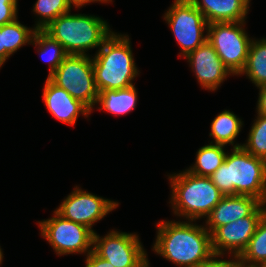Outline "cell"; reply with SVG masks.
Masks as SVG:
<instances>
[{
	"label": "cell",
	"mask_w": 266,
	"mask_h": 267,
	"mask_svg": "<svg viewBox=\"0 0 266 267\" xmlns=\"http://www.w3.org/2000/svg\"><path fill=\"white\" fill-rule=\"evenodd\" d=\"M209 177L224 195H247L266 204V161L243 147L232 148Z\"/></svg>",
	"instance_id": "obj_2"
},
{
	"label": "cell",
	"mask_w": 266,
	"mask_h": 267,
	"mask_svg": "<svg viewBox=\"0 0 266 267\" xmlns=\"http://www.w3.org/2000/svg\"><path fill=\"white\" fill-rule=\"evenodd\" d=\"M242 74L257 88L266 85V38L252 40L246 65L239 75Z\"/></svg>",
	"instance_id": "obj_19"
},
{
	"label": "cell",
	"mask_w": 266,
	"mask_h": 267,
	"mask_svg": "<svg viewBox=\"0 0 266 267\" xmlns=\"http://www.w3.org/2000/svg\"><path fill=\"white\" fill-rule=\"evenodd\" d=\"M128 35L113 32L92 56L98 91L119 90L133 86L139 75Z\"/></svg>",
	"instance_id": "obj_3"
},
{
	"label": "cell",
	"mask_w": 266,
	"mask_h": 267,
	"mask_svg": "<svg viewBox=\"0 0 266 267\" xmlns=\"http://www.w3.org/2000/svg\"><path fill=\"white\" fill-rule=\"evenodd\" d=\"M209 24L215 22H245L250 0H189Z\"/></svg>",
	"instance_id": "obj_16"
},
{
	"label": "cell",
	"mask_w": 266,
	"mask_h": 267,
	"mask_svg": "<svg viewBox=\"0 0 266 267\" xmlns=\"http://www.w3.org/2000/svg\"><path fill=\"white\" fill-rule=\"evenodd\" d=\"M43 31L58 41L67 54L87 55V51L102 46L113 33L100 17L71 14L70 11L51 21Z\"/></svg>",
	"instance_id": "obj_4"
},
{
	"label": "cell",
	"mask_w": 266,
	"mask_h": 267,
	"mask_svg": "<svg viewBox=\"0 0 266 267\" xmlns=\"http://www.w3.org/2000/svg\"><path fill=\"white\" fill-rule=\"evenodd\" d=\"M37 29L28 28L18 21V18L4 25V63L18 49L26 44H31Z\"/></svg>",
	"instance_id": "obj_22"
},
{
	"label": "cell",
	"mask_w": 266,
	"mask_h": 267,
	"mask_svg": "<svg viewBox=\"0 0 266 267\" xmlns=\"http://www.w3.org/2000/svg\"><path fill=\"white\" fill-rule=\"evenodd\" d=\"M193 221H160L153 251L179 267H199L214 253L211 234Z\"/></svg>",
	"instance_id": "obj_1"
},
{
	"label": "cell",
	"mask_w": 266,
	"mask_h": 267,
	"mask_svg": "<svg viewBox=\"0 0 266 267\" xmlns=\"http://www.w3.org/2000/svg\"><path fill=\"white\" fill-rule=\"evenodd\" d=\"M4 64V25L0 27V68Z\"/></svg>",
	"instance_id": "obj_31"
},
{
	"label": "cell",
	"mask_w": 266,
	"mask_h": 267,
	"mask_svg": "<svg viewBox=\"0 0 266 267\" xmlns=\"http://www.w3.org/2000/svg\"><path fill=\"white\" fill-rule=\"evenodd\" d=\"M137 90L135 85L119 90H102L98 94L96 104L100 110L114 115L128 114L137 105Z\"/></svg>",
	"instance_id": "obj_17"
},
{
	"label": "cell",
	"mask_w": 266,
	"mask_h": 267,
	"mask_svg": "<svg viewBox=\"0 0 266 267\" xmlns=\"http://www.w3.org/2000/svg\"><path fill=\"white\" fill-rule=\"evenodd\" d=\"M245 23L215 22L208 24L207 40L233 76L239 75L244 69L253 40L249 38L243 28Z\"/></svg>",
	"instance_id": "obj_7"
},
{
	"label": "cell",
	"mask_w": 266,
	"mask_h": 267,
	"mask_svg": "<svg viewBox=\"0 0 266 267\" xmlns=\"http://www.w3.org/2000/svg\"><path fill=\"white\" fill-rule=\"evenodd\" d=\"M174 214L196 221L206 218L224 196L210 177L197 176L187 170L169 175Z\"/></svg>",
	"instance_id": "obj_5"
},
{
	"label": "cell",
	"mask_w": 266,
	"mask_h": 267,
	"mask_svg": "<svg viewBox=\"0 0 266 267\" xmlns=\"http://www.w3.org/2000/svg\"><path fill=\"white\" fill-rule=\"evenodd\" d=\"M139 236L133 233L112 230L104 237L93 235V251L114 267H137L147 253Z\"/></svg>",
	"instance_id": "obj_10"
},
{
	"label": "cell",
	"mask_w": 266,
	"mask_h": 267,
	"mask_svg": "<svg viewBox=\"0 0 266 267\" xmlns=\"http://www.w3.org/2000/svg\"><path fill=\"white\" fill-rule=\"evenodd\" d=\"M42 97L50 114L68 125H74L79 114L88 117L91 113V110L85 104L73 98L66 90L54 84L48 77L44 84Z\"/></svg>",
	"instance_id": "obj_14"
},
{
	"label": "cell",
	"mask_w": 266,
	"mask_h": 267,
	"mask_svg": "<svg viewBox=\"0 0 266 267\" xmlns=\"http://www.w3.org/2000/svg\"><path fill=\"white\" fill-rule=\"evenodd\" d=\"M71 8L72 5L68 0H37L33 11L40 17L35 28L43 30L51 21L71 11Z\"/></svg>",
	"instance_id": "obj_24"
},
{
	"label": "cell",
	"mask_w": 266,
	"mask_h": 267,
	"mask_svg": "<svg viewBox=\"0 0 266 267\" xmlns=\"http://www.w3.org/2000/svg\"><path fill=\"white\" fill-rule=\"evenodd\" d=\"M184 58L190 63L198 82L205 90H217L228 75H233L208 40Z\"/></svg>",
	"instance_id": "obj_13"
},
{
	"label": "cell",
	"mask_w": 266,
	"mask_h": 267,
	"mask_svg": "<svg viewBox=\"0 0 266 267\" xmlns=\"http://www.w3.org/2000/svg\"><path fill=\"white\" fill-rule=\"evenodd\" d=\"M164 19L180 45V56L186 57L208 39L203 33L209 23L189 0H174Z\"/></svg>",
	"instance_id": "obj_8"
},
{
	"label": "cell",
	"mask_w": 266,
	"mask_h": 267,
	"mask_svg": "<svg viewBox=\"0 0 266 267\" xmlns=\"http://www.w3.org/2000/svg\"><path fill=\"white\" fill-rule=\"evenodd\" d=\"M266 213V204L262 203L250 216L239 218L227 225L217 227L211 233V245L214 254L240 255L247 247L256 228Z\"/></svg>",
	"instance_id": "obj_12"
},
{
	"label": "cell",
	"mask_w": 266,
	"mask_h": 267,
	"mask_svg": "<svg viewBox=\"0 0 266 267\" xmlns=\"http://www.w3.org/2000/svg\"><path fill=\"white\" fill-rule=\"evenodd\" d=\"M71 5H73L76 8H80L86 4H89L91 2H102V3H109L112 2V0H68Z\"/></svg>",
	"instance_id": "obj_30"
},
{
	"label": "cell",
	"mask_w": 266,
	"mask_h": 267,
	"mask_svg": "<svg viewBox=\"0 0 266 267\" xmlns=\"http://www.w3.org/2000/svg\"><path fill=\"white\" fill-rule=\"evenodd\" d=\"M118 204L76 186L55 211L63 218L83 224L95 232L92 229L95 222L102 220L116 209Z\"/></svg>",
	"instance_id": "obj_11"
},
{
	"label": "cell",
	"mask_w": 266,
	"mask_h": 267,
	"mask_svg": "<svg viewBox=\"0 0 266 267\" xmlns=\"http://www.w3.org/2000/svg\"><path fill=\"white\" fill-rule=\"evenodd\" d=\"M255 267H266V262L255 265Z\"/></svg>",
	"instance_id": "obj_35"
},
{
	"label": "cell",
	"mask_w": 266,
	"mask_h": 267,
	"mask_svg": "<svg viewBox=\"0 0 266 267\" xmlns=\"http://www.w3.org/2000/svg\"><path fill=\"white\" fill-rule=\"evenodd\" d=\"M31 44L37 47L41 55V59L45 62H49V76L58 68L64 58L68 55L63 46L56 40L52 39L43 30H36ZM47 55V56H46Z\"/></svg>",
	"instance_id": "obj_21"
},
{
	"label": "cell",
	"mask_w": 266,
	"mask_h": 267,
	"mask_svg": "<svg viewBox=\"0 0 266 267\" xmlns=\"http://www.w3.org/2000/svg\"><path fill=\"white\" fill-rule=\"evenodd\" d=\"M239 258L243 264L252 266L266 262V213Z\"/></svg>",
	"instance_id": "obj_23"
},
{
	"label": "cell",
	"mask_w": 266,
	"mask_h": 267,
	"mask_svg": "<svg viewBox=\"0 0 266 267\" xmlns=\"http://www.w3.org/2000/svg\"><path fill=\"white\" fill-rule=\"evenodd\" d=\"M218 257H222V255L213 254L199 267H238V265L241 263L239 255H232V260L218 259Z\"/></svg>",
	"instance_id": "obj_27"
},
{
	"label": "cell",
	"mask_w": 266,
	"mask_h": 267,
	"mask_svg": "<svg viewBox=\"0 0 266 267\" xmlns=\"http://www.w3.org/2000/svg\"><path fill=\"white\" fill-rule=\"evenodd\" d=\"M261 204L259 199L252 196H223L206 217L205 228L211 234L217 227L250 216Z\"/></svg>",
	"instance_id": "obj_15"
},
{
	"label": "cell",
	"mask_w": 266,
	"mask_h": 267,
	"mask_svg": "<svg viewBox=\"0 0 266 267\" xmlns=\"http://www.w3.org/2000/svg\"><path fill=\"white\" fill-rule=\"evenodd\" d=\"M53 215L38 223L41 236L50 243L57 255L89 254L93 250L94 232L91 229L63 218L56 211Z\"/></svg>",
	"instance_id": "obj_9"
},
{
	"label": "cell",
	"mask_w": 266,
	"mask_h": 267,
	"mask_svg": "<svg viewBox=\"0 0 266 267\" xmlns=\"http://www.w3.org/2000/svg\"><path fill=\"white\" fill-rule=\"evenodd\" d=\"M242 147L251 155L266 161V116L257 113L247 141Z\"/></svg>",
	"instance_id": "obj_25"
},
{
	"label": "cell",
	"mask_w": 266,
	"mask_h": 267,
	"mask_svg": "<svg viewBox=\"0 0 266 267\" xmlns=\"http://www.w3.org/2000/svg\"><path fill=\"white\" fill-rule=\"evenodd\" d=\"M238 267H255V266H252V265H246V264H243L242 262L238 265Z\"/></svg>",
	"instance_id": "obj_34"
},
{
	"label": "cell",
	"mask_w": 266,
	"mask_h": 267,
	"mask_svg": "<svg viewBox=\"0 0 266 267\" xmlns=\"http://www.w3.org/2000/svg\"><path fill=\"white\" fill-rule=\"evenodd\" d=\"M48 78L93 110L99 91L94 78L92 57L68 54Z\"/></svg>",
	"instance_id": "obj_6"
},
{
	"label": "cell",
	"mask_w": 266,
	"mask_h": 267,
	"mask_svg": "<svg viewBox=\"0 0 266 267\" xmlns=\"http://www.w3.org/2000/svg\"><path fill=\"white\" fill-rule=\"evenodd\" d=\"M3 252H2V249L0 247V265L2 264V260H3Z\"/></svg>",
	"instance_id": "obj_33"
},
{
	"label": "cell",
	"mask_w": 266,
	"mask_h": 267,
	"mask_svg": "<svg viewBox=\"0 0 266 267\" xmlns=\"http://www.w3.org/2000/svg\"><path fill=\"white\" fill-rule=\"evenodd\" d=\"M149 261L148 259L146 258L141 264H139L137 267H150L149 266Z\"/></svg>",
	"instance_id": "obj_32"
},
{
	"label": "cell",
	"mask_w": 266,
	"mask_h": 267,
	"mask_svg": "<svg viewBox=\"0 0 266 267\" xmlns=\"http://www.w3.org/2000/svg\"><path fill=\"white\" fill-rule=\"evenodd\" d=\"M225 145L212 144L205 145L196 153V162L190 166L187 171L197 175L209 177L212 175L224 162L228 152L224 150Z\"/></svg>",
	"instance_id": "obj_20"
},
{
	"label": "cell",
	"mask_w": 266,
	"mask_h": 267,
	"mask_svg": "<svg viewBox=\"0 0 266 267\" xmlns=\"http://www.w3.org/2000/svg\"><path fill=\"white\" fill-rule=\"evenodd\" d=\"M243 125L242 119L230 110L219 113L211 122L210 137L214 139L212 144L232 145L233 148L242 147V144H235V139L239 135ZM235 144V145H234Z\"/></svg>",
	"instance_id": "obj_18"
},
{
	"label": "cell",
	"mask_w": 266,
	"mask_h": 267,
	"mask_svg": "<svg viewBox=\"0 0 266 267\" xmlns=\"http://www.w3.org/2000/svg\"><path fill=\"white\" fill-rule=\"evenodd\" d=\"M259 97L257 101V113L266 116V85L258 87Z\"/></svg>",
	"instance_id": "obj_29"
},
{
	"label": "cell",
	"mask_w": 266,
	"mask_h": 267,
	"mask_svg": "<svg viewBox=\"0 0 266 267\" xmlns=\"http://www.w3.org/2000/svg\"><path fill=\"white\" fill-rule=\"evenodd\" d=\"M85 267H114L108 261L99 257L93 250L86 255Z\"/></svg>",
	"instance_id": "obj_28"
},
{
	"label": "cell",
	"mask_w": 266,
	"mask_h": 267,
	"mask_svg": "<svg viewBox=\"0 0 266 267\" xmlns=\"http://www.w3.org/2000/svg\"><path fill=\"white\" fill-rule=\"evenodd\" d=\"M18 0H0V27L17 19Z\"/></svg>",
	"instance_id": "obj_26"
}]
</instances>
